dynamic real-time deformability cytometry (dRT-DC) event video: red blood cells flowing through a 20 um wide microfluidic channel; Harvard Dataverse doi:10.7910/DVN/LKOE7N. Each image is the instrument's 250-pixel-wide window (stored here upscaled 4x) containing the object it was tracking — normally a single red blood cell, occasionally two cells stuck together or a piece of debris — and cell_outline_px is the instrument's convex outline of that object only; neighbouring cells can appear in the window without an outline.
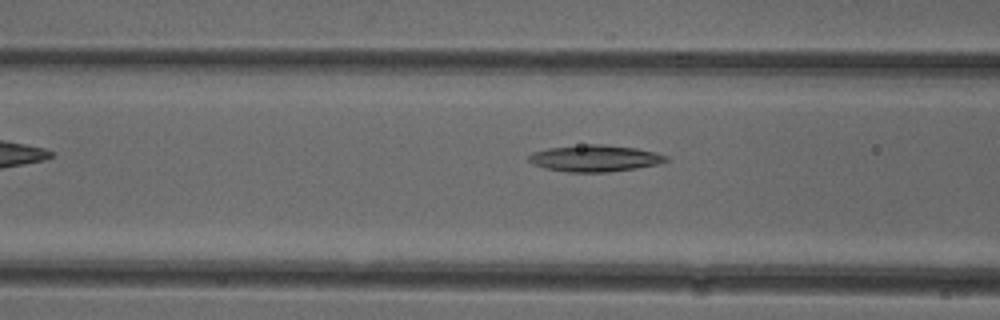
{"species": "common noctule bat (a hibernating species)", "species_latin": "Nyctalus noctula", "temperature_condition": "cold", "stored_images_in_passage": 6, "camera_frame_rate_fps": 3000, "um_per_image_px": 0.085, "animal": {"sex": "female"}, "frame": {"image": 1, "passage_image": 4, "time_ms": 1.0, "image_size_px": [1000, 320], "cell_outline_px": [[668, 160], [660, 164], [636, 168], [608, 172], [568, 172], [544, 168], [532, 164], [528, 160], [528, 156], [532, 152], [548, 148], [588, 144], [604, 144], [636, 148], [656, 152], [668, 156]], "centroid_in_image_um": [50.57, 13.45], "position_along_channel_um": 116.0, "area_um2": 21.39}}